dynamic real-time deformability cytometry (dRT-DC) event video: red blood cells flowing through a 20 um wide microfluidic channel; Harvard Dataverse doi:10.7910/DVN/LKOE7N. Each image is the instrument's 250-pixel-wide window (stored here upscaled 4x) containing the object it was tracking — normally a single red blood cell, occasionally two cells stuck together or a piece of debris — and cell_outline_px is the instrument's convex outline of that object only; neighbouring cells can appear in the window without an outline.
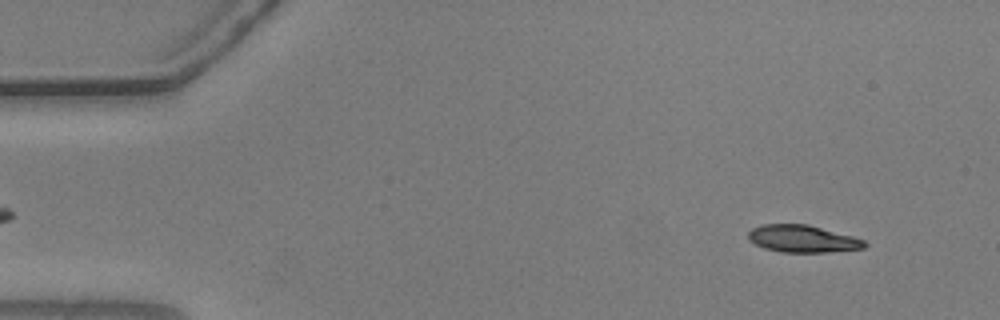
{"species": "common noctule bat (a hibernating species)", "species_latin": "Nyctalus noctula", "temperature_condition": "warm", "stored_images_in_passage": 54, "camera_frame_rate_fps": 3000, "um_per_image_px": 0.085, "animal": {"sex": "male", "body_mass_g": 20.5, "forearm_length_mm": 52.5}, "frame": {"image": 1, "passage_image": 4, "time_ms": 1.0, "image_size_px": [1000, 320], "cell_outline_px": [[868, 244], [864, 248], [828, 252], [780, 252], [764, 248], [748, 240], [748, 232], [752, 228], [760, 224], [808, 224], [852, 236], [864, 240]], "centroid_in_image_um": [68.19, 20.29], "position_along_channel_um": 16.8, "area_um2": 18.5}}
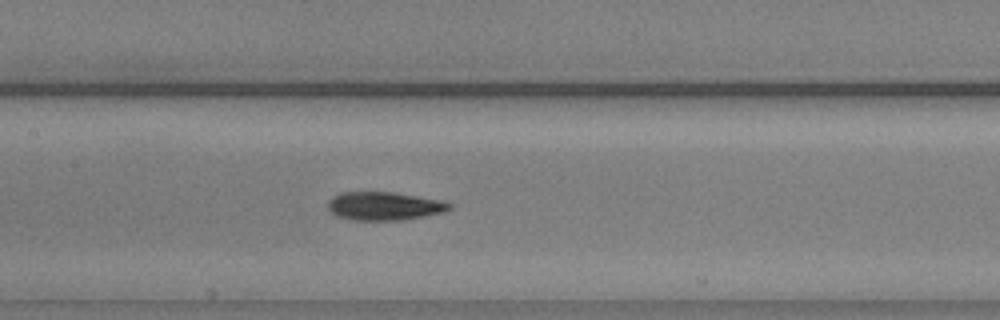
{"frame": {"image": 2, "passage_image": 25, "time_ms": 8.0, "image_size_px": [1000, 320], "cell_outline_px": [[452, 208], [444, 212], [424, 216], [400, 220], [352, 220], [336, 216], [328, 208], [328, 200], [332, 196], [340, 192], [392, 192], [416, 196], [436, 200], [452, 204]], "centroid_in_image_um": [32.6, 17.51], "position_along_channel_um": 174.8, "area_um2": 19.94}}
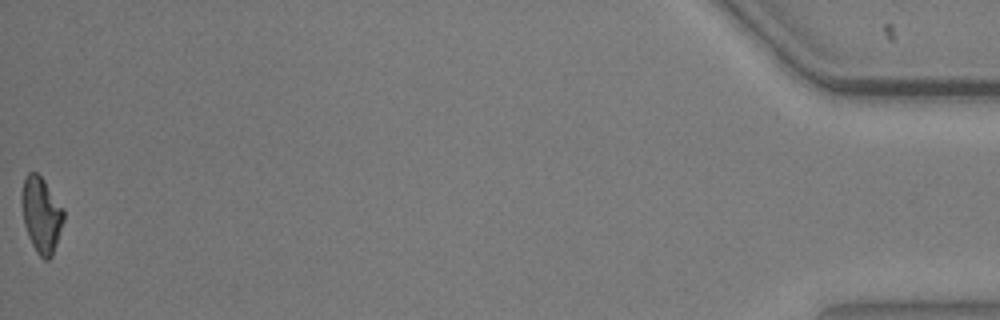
{"frame": {"image": 3, "passage_image": 54, "time_ms": 17.667, "image_size_px": [1000, 320], "cell_outline_px": [[64, 220], [52, 256], [48, 260], [44, 260], [36, 252], [28, 236], [24, 224], [20, 200], [20, 196], [24, 176], [28, 172], [36, 172], [44, 180], [64, 208]], "centroid_in_image_um": [3.49, 18.23], "position_along_channel_um": 431.7, "area_um2": 18.73}, "authors_computed_cell_mechanics": {"area_um2": 19.3052, "velocity_mm_per_s": 3.6922, "shape_relaxation_time_tau1_ms": 5.7416, "shape_relaxation_time_tau2_ms": 3.7405, "deformation_change_tau1": 0.1632, "deformation_change_tau2": 0.111}}